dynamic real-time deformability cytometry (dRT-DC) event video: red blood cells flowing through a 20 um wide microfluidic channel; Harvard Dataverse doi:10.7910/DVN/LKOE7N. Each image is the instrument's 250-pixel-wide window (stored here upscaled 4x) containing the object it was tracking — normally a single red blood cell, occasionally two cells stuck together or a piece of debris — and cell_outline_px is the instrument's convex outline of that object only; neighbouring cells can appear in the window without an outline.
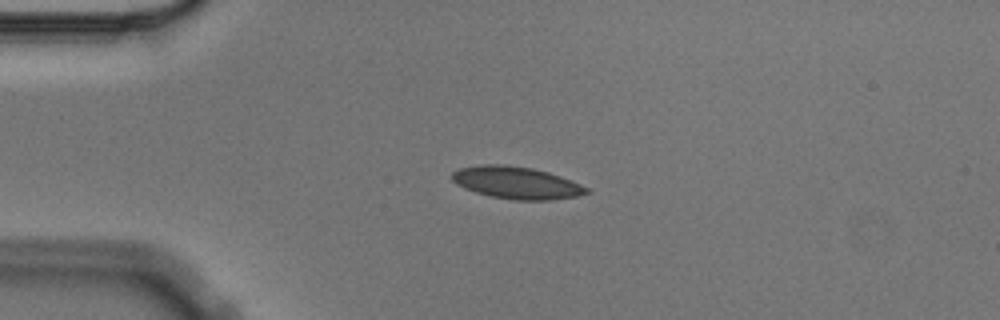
{"species": "Egyptian fruit bat (a non-hibernating species)", "species_latin": "Rousettus aegyptiacus", "temperature_condition": "cold", "stored_images_in_passage": 3, "camera_frame_rate_fps": 3000, "um_per_image_px": 0.085, "animal": {"sex": "male"}, "frame": {"image": 1, "passage_image": 3, "time_ms": 0.667, "image_size_px": [1000, 320], "cell_outline_px": [[592, 192], [576, 196], [548, 200], [516, 200], [492, 196], [476, 192], [464, 188], [456, 184], [448, 176], [452, 172], [460, 168], [480, 164], [504, 164], [532, 168], [548, 172], [560, 176], [580, 184], [588, 188]], "centroid_in_image_um": [43.87, 15.52], "position_along_channel_um": 41.1, "area_um2": 25.26}}